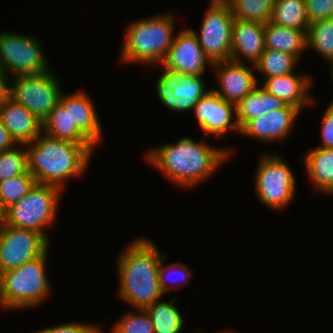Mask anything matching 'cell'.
Segmentation results:
<instances>
[{
  "instance_id": "cell-1",
  "label": "cell",
  "mask_w": 333,
  "mask_h": 333,
  "mask_svg": "<svg viewBox=\"0 0 333 333\" xmlns=\"http://www.w3.org/2000/svg\"><path fill=\"white\" fill-rule=\"evenodd\" d=\"M207 139L204 136L198 142L186 136L176 143L150 148L145 154L146 161L174 186L184 189L199 186L208 181L235 152L232 147L228 149L207 144Z\"/></svg>"
},
{
  "instance_id": "cell-2",
  "label": "cell",
  "mask_w": 333,
  "mask_h": 333,
  "mask_svg": "<svg viewBox=\"0 0 333 333\" xmlns=\"http://www.w3.org/2000/svg\"><path fill=\"white\" fill-rule=\"evenodd\" d=\"M118 291L121 301L134 309H145L162 299L159 269L166 254L160 253L152 240H132L118 255Z\"/></svg>"
},
{
  "instance_id": "cell-3",
  "label": "cell",
  "mask_w": 333,
  "mask_h": 333,
  "mask_svg": "<svg viewBox=\"0 0 333 333\" xmlns=\"http://www.w3.org/2000/svg\"><path fill=\"white\" fill-rule=\"evenodd\" d=\"M25 147L28 170L36 183L55 186L63 191L69 180L86 173L95 148L92 143L56 139L43 132Z\"/></svg>"
},
{
  "instance_id": "cell-4",
  "label": "cell",
  "mask_w": 333,
  "mask_h": 333,
  "mask_svg": "<svg viewBox=\"0 0 333 333\" xmlns=\"http://www.w3.org/2000/svg\"><path fill=\"white\" fill-rule=\"evenodd\" d=\"M175 22L174 15L165 12L127 24L120 61L124 66L130 63L161 65L176 35Z\"/></svg>"
},
{
  "instance_id": "cell-5",
  "label": "cell",
  "mask_w": 333,
  "mask_h": 333,
  "mask_svg": "<svg viewBox=\"0 0 333 333\" xmlns=\"http://www.w3.org/2000/svg\"><path fill=\"white\" fill-rule=\"evenodd\" d=\"M48 251L2 273L4 310L33 309L49 298L52 287L46 271Z\"/></svg>"
},
{
  "instance_id": "cell-6",
  "label": "cell",
  "mask_w": 333,
  "mask_h": 333,
  "mask_svg": "<svg viewBox=\"0 0 333 333\" xmlns=\"http://www.w3.org/2000/svg\"><path fill=\"white\" fill-rule=\"evenodd\" d=\"M62 192L58 187L35 183L21 200L4 210L3 223L34 230L49 241L46 231L55 222Z\"/></svg>"
},
{
  "instance_id": "cell-7",
  "label": "cell",
  "mask_w": 333,
  "mask_h": 333,
  "mask_svg": "<svg viewBox=\"0 0 333 333\" xmlns=\"http://www.w3.org/2000/svg\"><path fill=\"white\" fill-rule=\"evenodd\" d=\"M255 169L254 191L258 200L274 210L291 205L296 195L297 179L280 154L264 153Z\"/></svg>"
},
{
  "instance_id": "cell-8",
  "label": "cell",
  "mask_w": 333,
  "mask_h": 333,
  "mask_svg": "<svg viewBox=\"0 0 333 333\" xmlns=\"http://www.w3.org/2000/svg\"><path fill=\"white\" fill-rule=\"evenodd\" d=\"M40 38L0 31V65L10 77L51 71Z\"/></svg>"
},
{
  "instance_id": "cell-9",
  "label": "cell",
  "mask_w": 333,
  "mask_h": 333,
  "mask_svg": "<svg viewBox=\"0 0 333 333\" xmlns=\"http://www.w3.org/2000/svg\"><path fill=\"white\" fill-rule=\"evenodd\" d=\"M58 78L52 70L37 75L13 76L9 98L23 105L43 123L64 91Z\"/></svg>"
},
{
  "instance_id": "cell-10",
  "label": "cell",
  "mask_w": 333,
  "mask_h": 333,
  "mask_svg": "<svg viewBox=\"0 0 333 333\" xmlns=\"http://www.w3.org/2000/svg\"><path fill=\"white\" fill-rule=\"evenodd\" d=\"M199 33L190 28L211 63L231 60L232 26L234 15L227 0H211Z\"/></svg>"
},
{
  "instance_id": "cell-11",
  "label": "cell",
  "mask_w": 333,
  "mask_h": 333,
  "mask_svg": "<svg viewBox=\"0 0 333 333\" xmlns=\"http://www.w3.org/2000/svg\"><path fill=\"white\" fill-rule=\"evenodd\" d=\"M50 242L34 230L0 224V271L18 268L49 249Z\"/></svg>"
},
{
  "instance_id": "cell-12",
  "label": "cell",
  "mask_w": 333,
  "mask_h": 333,
  "mask_svg": "<svg viewBox=\"0 0 333 333\" xmlns=\"http://www.w3.org/2000/svg\"><path fill=\"white\" fill-rule=\"evenodd\" d=\"M156 83L159 101L172 112H191L197 101L210 90L203 75L191 76L166 67Z\"/></svg>"
},
{
  "instance_id": "cell-13",
  "label": "cell",
  "mask_w": 333,
  "mask_h": 333,
  "mask_svg": "<svg viewBox=\"0 0 333 333\" xmlns=\"http://www.w3.org/2000/svg\"><path fill=\"white\" fill-rule=\"evenodd\" d=\"M205 137L222 138L230 131L240 134L236 106L225 101L212 89L201 97L192 111Z\"/></svg>"
},
{
  "instance_id": "cell-14",
  "label": "cell",
  "mask_w": 333,
  "mask_h": 333,
  "mask_svg": "<svg viewBox=\"0 0 333 333\" xmlns=\"http://www.w3.org/2000/svg\"><path fill=\"white\" fill-rule=\"evenodd\" d=\"M162 66L191 76H201L207 65L212 67L197 36L190 28H183L175 35L174 41L161 64Z\"/></svg>"
},
{
  "instance_id": "cell-15",
  "label": "cell",
  "mask_w": 333,
  "mask_h": 333,
  "mask_svg": "<svg viewBox=\"0 0 333 333\" xmlns=\"http://www.w3.org/2000/svg\"><path fill=\"white\" fill-rule=\"evenodd\" d=\"M250 66H247L245 62L241 63L233 60L213 63L212 69L216 71V81L219 85L217 88L212 87L211 89L225 101L236 106L260 84L259 79L253 72L255 66Z\"/></svg>"
},
{
  "instance_id": "cell-16",
  "label": "cell",
  "mask_w": 333,
  "mask_h": 333,
  "mask_svg": "<svg viewBox=\"0 0 333 333\" xmlns=\"http://www.w3.org/2000/svg\"><path fill=\"white\" fill-rule=\"evenodd\" d=\"M301 111L293 105L265 113L250 120L241 130L240 135L248 136L264 143L282 142L288 139L298 121Z\"/></svg>"
},
{
  "instance_id": "cell-17",
  "label": "cell",
  "mask_w": 333,
  "mask_h": 333,
  "mask_svg": "<svg viewBox=\"0 0 333 333\" xmlns=\"http://www.w3.org/2000/svg\"><path fill=\"white\" fill-rule=\"evenodd\" d=\"M84 89L74 93L61 92L59 102L69 107V117L75 127L96 147L103 140V128L94 101Z\"/></svg>"
},
{
  "instance_id": "cell-18",
  "label": "cell",
  "mask_w": 333,
  "mask_h": 333,
  "mask_svg": "<svg viewBox=\"0 0 333 333\" xmlns=\"http://www.w3.org/2000/svg\"><path fill=\"white\" fill-rule=\"evenodd\" d=\"M311 76L310 74L293 72L263 78L264 80L261 81L260 86L286 104L293 105L302 111L301 109L304 107H313L316 104L315 99L309 93L314 85V79Z\"/></svg>"
},
{
  "instance_id": "cell-19",
  "label": "cell",
  "mask_w": 333,
  "mask_h": 333,
  "mask_svg": "<svg viewBox=\"0 0 333 333\" xmlns=\"http://www.w3.org/2000/svg\"><path fill=\"white\" fill-rule=\"evenodd\" d=\"M264 50V23L234 18L231 60L255 65Z\"/></svg>"
},
{
  "instance_id": "cell-20",
  "label": "cell",
  "mask_w": 333,
  "mask_h": 333,
  "mask_svg": "<svg viewBox=\"0 0 333 333\" xmlns=\"http://www.w3.org/2000/svg\"><path fill=\"white\" fill-rule=\"evenodd\" d=\"M0 119L17 144L31 143L42 132V123L33 113L10 98L0 107Z\"/></svg>"
},
{
  "instance_id": "cell-21",
  "label": "cell",
  "mask_w": 333,
  "mask_h": 333,
  "mask_svg": "<svg viewBox=\"0 0 333 333\" xmlns=\"http://www.w3.org/2000/svg\"><path fill=\"white\" fill-rule=\"evenodd\" d=\"M305 153L303 161L314 190L333 197V148L315 147Z\"/></svg>"
},
{
  "instance_id": "cell-22",
  "label": "cell",
  "mask_w": 333,
  "mask_h": 333,
  "mask_svg": "<svg viewBox=\"0 0 333 333\" xmlns=\"http://www.w3.org/2000/svg\"><path fill=\"white\" fill-rule=\"evenodd\" d=\"M264 40L265 48L290 53L300 63L307 50V30L288 28L271 21L264 23Z\"/></svg>"
},
{
  "instance_id": "cell-23",
  "label": "cell",
  "mask_w": 333,
  "mask_h": 333,
  "mask_svg": "<svg viewBox=\"0 0 333 333\" xmlns=\"http://www.w3.org/2000/svg\"><path fill=\"white\" fill-rule=\"evenodd\" d=\"M285 105L283 100L271 95L259 84L236 105L238 126L241 130L250 120Z\"/></svg>"
},
{
  "instance_id": "cell-24",
  "label": "cell",
  "mask_w": 333,
  "mask_h": 333,
  "mask_svg": "<svg viewBox=\"0 0 333 333\" xmlns=\"http://www.w3.org/2000/svg\"><path fill=\"white\" fill-rule=\"evenodd\" d=\"M42 132L56 139L74 143H91L71 122L69 107L58 102L42 123Z\"/></svg>"
},
{
  "instance_id": "cell-25",
  "label": "cell",
  "mask_w": 333,
  "mask_h": 333,
  "mask_svg": "<svg viewBox=\"0 0 333 333\" xmlns=\"http://www.w3.org/2000/svg\"><path fill=\"white\" fill-rule=\"evenodd\" d=\"M159 300L145 310L154 325V333H183L185 320L179 308L175 306L177 299Z\"/></svg>"
},
{
  "instance_id": "cell-26",
  "label": "cell",
  "mask_w": 333,
  "mask_h": 333,
  "mask_svg": "<svg viewBox=\"0 0 333 333\" xmlns=\"http://www.w3.org/2000/svg\"><path fill=\"white\" fill-rule=\"evenodd\" d=\"M271 22L297 30H308L310 24L305 0H275Z\"/></svg>"
},
{
  "instance_id": "cell-27",
  "label": "cell",
  "mask_w": 333,
  "mask_h": 333,
  "mask_svg": "<svg viewBox=\"0 0 333 333\" xmlns=\"http://www.w3.org/2000/svg\"><path fill=\"white\" fill-rule=\"evenodd\" d=\"M299 62L300 61L290 53L265 48L254 66L255 70L260 73L262 77L270 78L297 72L295 69L299 65Z\"/></svg>"
},
{
  "instance_id": "cell-28",
  "label": "cell",
  "mask_w": 333,
  "mask_h": 333,
  "mask_svg": "<svg viewBox=\"0 0 333 333\" xmlns=\"http://www.w3.org/2000/svg\"><path fill=\"white\" fill-rule=\"evenodd\" d=\"M307 49L317 52L326 63L333 62V18L319 20L309 25Z\"/></svg>"
},
{
  "instance_id": "cell-29",
  "label": "cell",
  "mask_w": 333,
  "mask_h": 333,
  "mask_svg": "<svg viewBox=\"0 0 333 333\" xmlns=\"http://www.w3.org/2000/svg\"><path fill=\"white\" fill-rule=\"evenodd\" d=\"M234 18L267 23L271 21L275 0H227Z\"/></svg>"
},
{
  "instance_id": "cell-30",
  "label": "cell",
  "mask_w": 333,
  "mask_h": 333,
  "mask_svg": "<svg viewBox=\"0 0 333 333\" xmlns=\"http://www.w3.org/2000/svg\"><path fill=\"white\" fill-rule=\"evenodd\" d=\"M28 172V154L24 144L0 152V182Z\"/></svg>"
},
{
  "instance_id": "cell-31",
  "label": "cell",
  "mask_w": 333,
  "mask_h": 333,
  "mask_svg": "<svg viewBox=\"0 0 333 333\" xmlns=\"http://www.w3.org/2000/svg\"><path fill=\"white\" fill-rule=\"evenodd\" d=\"M36 183L30 172L0 182V206L3 211L21 200Z\"/></svg>"
},
{
  "instance_id": "cell-32",
  "label": "cell",
  "mask_w": 333,
  "mask_h": 333,
  "mask_svg": "<svg viewBox=\"0 0 333 333\" xmlns=\"http://www.w3.org/2000/svg\"><path fill=\"white\" fill-rule=\"evenodd\" d=\"M126 311L112 324L108 333H154V325L145 309ZM137 310V311H136Z\"/></svg>"
},
{
  "instance_id": "cell-33",
  "label": "cell",
  "mask_w": 333,
  "mask_h": 333,
  "mask_svg": "<svg viewBox=\"0 0 333 333\" xmlns=\"http://www.w3.org/2000/svg\"><path fill=\"white\" fill-rule=\"evenodd\" d=\"M165 258H167V256H164L160 263L159 281L164 294H169L170 290L179 289L177 288V286H180V288L181 286L184 287V285H186L190 281V278L194 274V271L188 268L187 265H183L181 262L179 263V261L170 263L169 265H164ZM170 282H172L174 286H177H170Z\"/></svg>"
},
{
  "instance_id": "cell-34",
  "label": "cell",
  "mask_w": 333,
  "mask_h": 333,
  "mask_svg": "<svg viewBox=\"0 0 333 333\" xmlns=\"http://www.w3.org/2000/svg\"><path fill=\"white\" fill-rule=\"evenodd\" d=\"M102 325L86 322H65L54 327L44 328L34 333H104Z\"/></svg>"
},
{
  "instance_id": "cell-35",
  "label": "cell",
  "mask_w": 333,
  "mask_h": 333,
  "mask_svg": "<svg viewBox=\"0 0 333 333\" xmlns=\"http://www.w3.org/2000/svg\"><path fill=\"white\" fill-rule=\"evenodd\" d=\"M309 24L333 18V0H305Z\"/></svg>"
},
{
  "instance_id": "cell-36",
  "label": "cell",
  "mask_w": 333,
  "mask_h": 333,
  "mask_svg": "<svg viewBox=\"0 0 333 333\" xmlns=\"http://www.w3.org/2000/svg\"><path fill=\"white\" fill-rule=\"evenodd\" d=\"M321 128V135L320 137L322 143L318 145L321 148H333V101L331 100L330 104L328 105L323 118H322V125Z\"/></svg>"
},
{
  "instance_id": "cell-37",
  "label": "cell",
  "mask_w": 333,
  "mask_h": 333,
  "mask_svg": "<svg viewBox=\"0 0 333 333\" xmlns=\"http://www.w3.org/2000/svg\"><path fill=\"white\" fill-rule=\"evenodd\" d=\"M11 77L4 71L0 73V107L9 99Z\"/></svg>"
},
{
  "instance_id": "cell-38",
  "label": "cell",
  "mask_w": 333,
  "mask_h": 333,
  "mask_svg": "<svg viewBox=\"0 0 333 333\" xmlns=\"http://www.w3.org/2000/svg\"><path fill=\"white\" fill-rule=\"evenodd\" d=\"M17 143L10 136L9 132L0 119V152L13 148Z\"/></svg>"
},
{
  "instance_id": "cell-39",
  "label": "cell",
  "mask_w": 333,
  "mask_h": 333,
  "mask_svg": "<svg viewBox=\"0 0 333 333\" xmlns=\"http://www.w3.org/2000/svg\"><path fill=\"white\" fill-rule=\"evenodd\" d=\"M0 307L4 310L2 272L0 271Z\"/></svg>"
},
{
  "instance_id": "cell-40",
  "label": "cell",
  "mask_w": 333,
  "mask_h": 333,
  "mask_svg": "<svg viewBox=\"0 0 333 333\" xmlns=\"http://www.w3.org/2000/svg\"><path fill=\"white\" fill-rule=\"evenodd\" d=\"M4 211L0 206V224L3 222Z\"/></svg>"
},
{
  "instance_id": "cell-41",
  "label": "cell",
  "mask_w": 333,
  "mask_h": 333,
  "mask_svg": "<svg viewBox=\"0 0 333 333\" xmlns=\"http://www.w3.org/2000/svg\"><path fill=\"white\" fill-rule=\"evenodd\" d=\"M329 65H330L329 67H331V69H330L331 73L330 74H331V80H332V83H333V62Z\"/></svg>"
},
{
  "instance_id": "cell-42",
  "label": "cell",
  "mask_w": 333,
  "mask_h": 333,
  "mask_svg": "<svg viewBox=\"0 0 333 333\" xmlns=\"http://www.w3.org/2000/svg\"><path fill=\"white\" fill-rule=\"evenodd\" d=\"M197 333H203V331L201 332V330H199V331H197ZM219 333H235V332H234V331L231 332V331H226V330H225L224 332L221 331V332H219ZM236 333H237V332H236Z\"/></svg>"
}]
</instances>
